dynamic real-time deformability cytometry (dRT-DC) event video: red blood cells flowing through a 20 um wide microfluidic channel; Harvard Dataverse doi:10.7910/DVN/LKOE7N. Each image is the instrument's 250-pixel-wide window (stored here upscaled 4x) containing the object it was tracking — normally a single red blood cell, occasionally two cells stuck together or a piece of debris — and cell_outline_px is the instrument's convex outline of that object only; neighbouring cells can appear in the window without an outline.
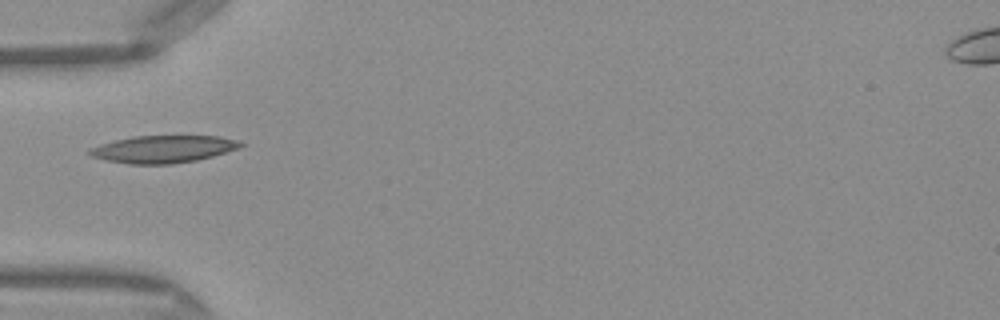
{"species": "Egyptian fruit bat (a non-hibernating species)", "species_latin": "Rousettus aegyptiacus", "temperature_condition": "warm", "stored_images_in_passage": 34, "camera_frame_rate_fps": 3000, "um_per_image_px": 0.085, "frame": {"image": 1, "passage_image": 1, "time_ms": 0.0, "image_size_px": [1000, 320], "cell_outline_px": [[244, 144], [240, 148], [212, 156], [196, 160], [172, 164], [128, 164], [104, 160], [92, 156], [84, 152], [100, 144], [132, 136], [220, 136], [236, 140]], "centroid_in_image_um": [13.85, 12.68], "position_along_channel_um": 71.2, "area_um2": 24.04}}
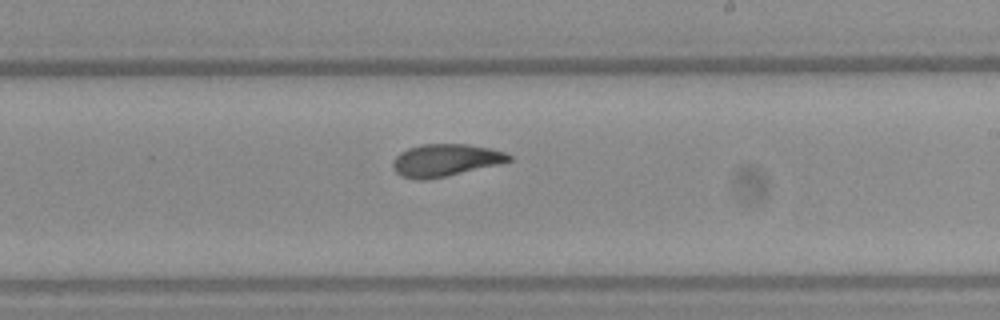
{"frame": {"image": 2, "passage_image": 14, "time_ms": 4.333, "image_size_px": [1000, 320], "cell_outline_px": [[512, 160], [500, 164], [444, 176], [424, 180], [416, 180], [400, 176], [392, 168], [392, 160], [400, 152], [408, 148], [420, 144], [464, 144], [488, 148], [504, 152], [512, 156]], "centroid_in_image_um": [37.81, 13.62], "position_along_channel_um": 251.2, "area_um2": 21.79}}
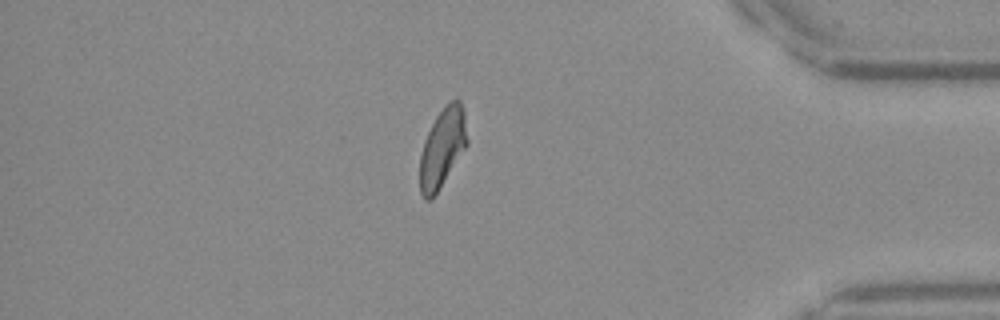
{"frame": {"image": 3, "passage_image": 27, "time_ms": 8.667, "image_size_px": [1000, 320], "cell_outline_px": [[468, 144], [432, 200], [424, 200], [420, 192], [420, 156], [424, 140], [436, 116], [444, 104], [456, 96], [460, 100], [464, 108], [468, 140]], "centroid_in_image_um": [37.62, 12.52], "position_along_channel_um": 397.6, "area_um2": 22.14}, "authors_computed_cell_mechanics": {"area_um2": 22.1663, "velocity_mm_per_s": 4.1315, "shape_relaxation_time_tau1_ms": 4.1342, "shape_relaxation_time_tau2_ms": 2.3132, "deformation_change_tau1": 0.1543, "deformation_change_tau2": 0.073}}